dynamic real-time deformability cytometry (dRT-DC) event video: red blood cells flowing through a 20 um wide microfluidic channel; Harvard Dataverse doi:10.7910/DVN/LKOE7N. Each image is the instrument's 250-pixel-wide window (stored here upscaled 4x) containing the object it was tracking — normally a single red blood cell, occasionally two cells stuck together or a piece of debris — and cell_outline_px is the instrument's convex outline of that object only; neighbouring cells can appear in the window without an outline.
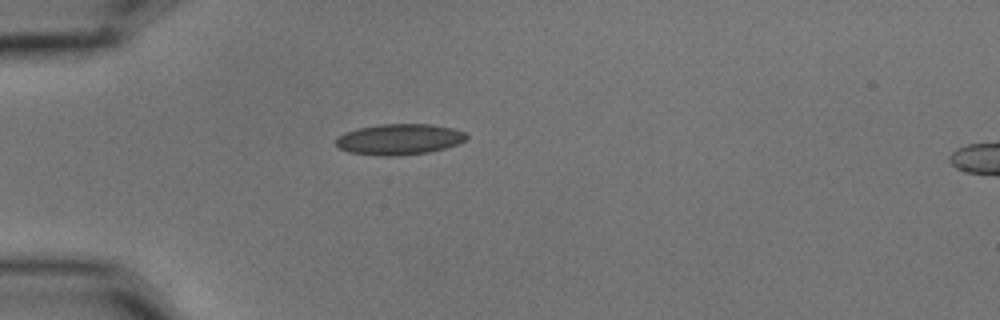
{"species": "common noctule bat (a hibernating species)", "species_latin": "Nyctalus noctula", "temperature_condition": "cold", "stored_images_in_passage": 2, "camera_frame_rate_fps": 3000, "um_per_image_px": 0.085, "animal": {"sex": "male", "body_mass_g": 15.6}, "frame": {"image": 1, "passage_image": 1, "time_ms": 0.0, "image_size_px": [1000, 320], "cell_outline_px": [[468, 136], [464, 140], [456, 144], [444, 148], [428, 152], [396, 156], [380, 156], [348, 152], [340, 148], [336, 144], [336, 136], [344, 132], [356, 128], [380, 124], [432, 124], [452, 128], [464, 132]], "centroid_in_image_um": [33.89, 11.83], "position_along_channel_um": 51.1, "area_um2": 23.52}}